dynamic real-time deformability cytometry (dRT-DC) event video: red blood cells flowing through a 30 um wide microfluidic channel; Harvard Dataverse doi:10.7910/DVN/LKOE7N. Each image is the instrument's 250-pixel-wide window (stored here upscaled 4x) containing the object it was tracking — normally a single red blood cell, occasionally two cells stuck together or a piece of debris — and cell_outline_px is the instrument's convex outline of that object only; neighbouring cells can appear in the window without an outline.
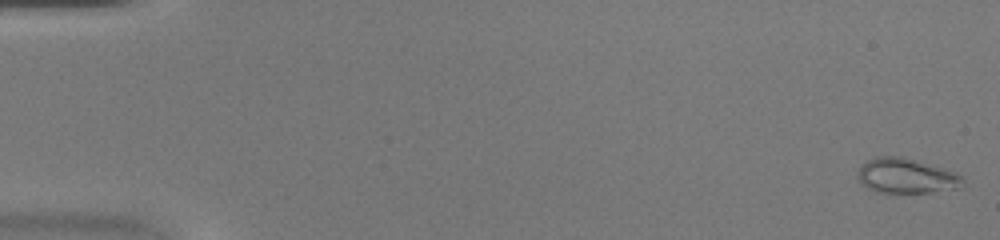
{"species": "common noctule bat (a hibernating species)", "species_latin": "Nyctalus noctula", "temperature_condition": "warm", "stored_images_in_passage": 47, "camera_frame_rate_fps": 3000, "um_per_image_px": 0.085, "animal": {"sex": "female", "body_mass_g": 20.0, "forearm_length_mm": 54.0}, "frame": {"image": 1, "passage_image": 1, "time_ms": 0.0, "image_size_px": [1000, 240], "cell_outline_px": [[964, 188], [928, 192], [876, 192], [868, 188], [856, 176], [860, 168], [868, 160], [876, 156], [900, 156], [956, 172], [964, 180]], "centroid_in_image_um": [77.06, 14.96], "position_along_channel_um": 7.9, "area_um2": 21.15}}
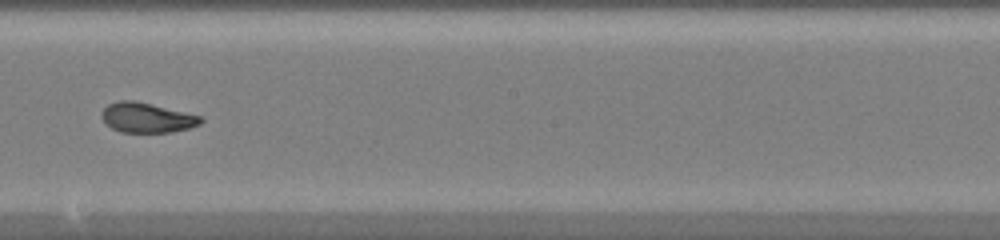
{"frame": {"image": 2, "passage_image": 27, "time_ms": 8.667, "image_size_px": [1000, 240], "cell_outline_px": [[204, 120], [200, 124], [188, 128], [168, 132], [120, 132], [112, 128], [100, 116], [100, 112], [108, 104], [120, 100], [132, 100], [200, 116]], "centroid_in_image_um": [12.44, 10.0], "position_along_channel_um": 235.8, "area_um2": 16.88}}
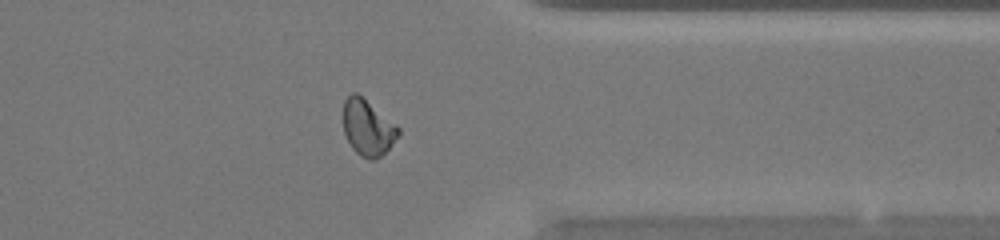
{"frame": {"image": 3, "passage_image": 37, "time_ms": 12.0, "image_size_px": [1000, 240], "cell_outline_px": [[400, 132], [388, 148], [376, 160], [372, 160], [360, 156], [352, 148], [344, 132], [344, 100], [352, 92], [356, 92], [396, 124], [400, 128]], "centroid_in_image_um": [31.25, 10.85], "position_along_channel_um": 380.2, "area_um2": 17.63}}